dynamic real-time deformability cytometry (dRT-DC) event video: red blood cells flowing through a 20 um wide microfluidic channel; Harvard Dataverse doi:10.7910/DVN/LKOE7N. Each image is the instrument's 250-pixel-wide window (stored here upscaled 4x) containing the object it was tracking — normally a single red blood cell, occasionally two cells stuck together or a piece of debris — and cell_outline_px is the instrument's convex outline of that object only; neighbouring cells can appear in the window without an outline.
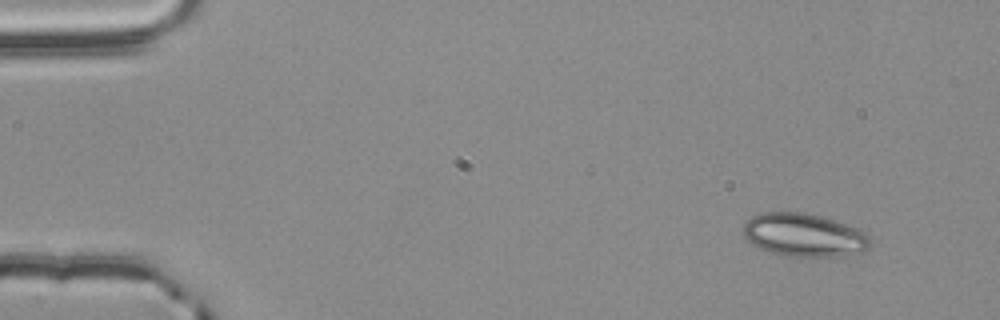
{"species": "common noctule bat (a hibernating species)", "species_latin": "Nyctalus noctula", "temperature_condition": "room temperature", "stored_images_in_passage": 3, "camera_frame_rate_fps": 3000, "um_per_image_px": 0.085, "animal": {"sex": "male", "body_mass_g": 20.4}, "frame": {"image": 1, "passage_image": 1, "time_ms": 0.0, "image_size_px": [1000, 320], "cell_outline_px": [[872, 244], [868, 248], [860, 252], [840, 256], [788, 256], [768, 252], [752, 244], [740, 232], [744, 224], [752, 216], [760, 212], [804, 212], [820, 216], [860, 228], [868, 236]], "centroid_in_image_um": [68.32, 19.97], "position_along_channel_um": 16.7, "area_um2": 32.14}}